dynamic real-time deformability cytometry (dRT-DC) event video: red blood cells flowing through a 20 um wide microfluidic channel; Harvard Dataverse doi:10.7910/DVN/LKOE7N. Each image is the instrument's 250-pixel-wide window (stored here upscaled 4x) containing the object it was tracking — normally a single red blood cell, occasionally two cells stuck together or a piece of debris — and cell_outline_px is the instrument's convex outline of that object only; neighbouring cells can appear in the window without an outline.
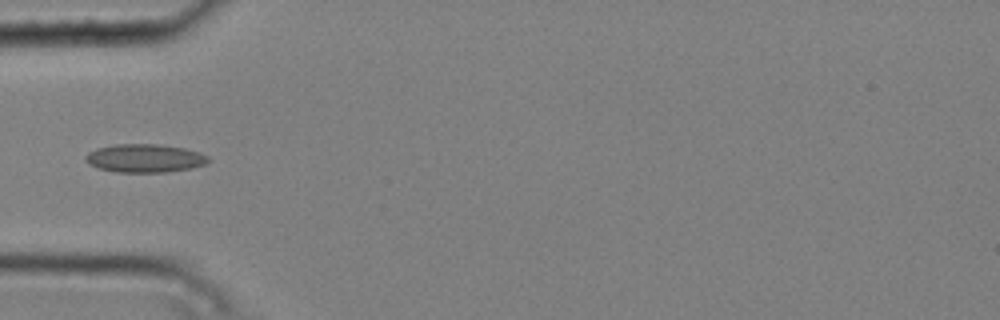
{"species": "common noctule bat (a hibernating species)", "species_latin": "Nyctalus noctula", "temperature_condition": "cold", "stored_images_in_passage": 7, "camera_frame_rate_fps": 3000, "um_per_image_px": 0.085, "animal": {"sex": "male", "body_mass_g": 20.4}, "frame": {"image": 1, "passage_image": 4, "time_ms": 1.0, "image_size_px": [1000, 320], "cell_outline_px": [[212, 160], [204, 164], [192, 168], [168, 172], [116, 172], [100, 168], [88, 164], [84, 160], [84, 156], [88, 152], [96, 148], [116, 144], [156, 144], [184, 148], [200, 152], [208, 156]], "centroid_in_image_um": [12.3, 13.45], "position_along_channel_um": 72.7, "area_um2": 20.4}}
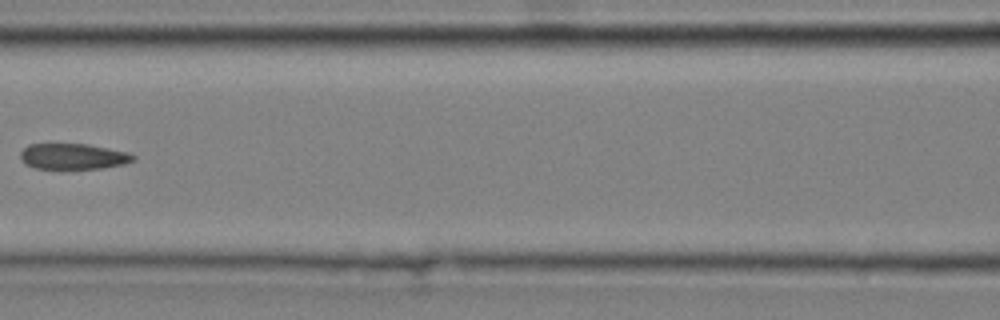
{"frame": {"image": 2, "passage_image": 6, "time_ms": 1.667, "image_size_px": [1000, 320], "cell_outline_px": [[136, 160], [124, 164], [104, 168], [36, 168], [24, 164], [20, 160], [20, 152], [28, 144], [88, 144], [128, 152], [136, 156]], "centroid_in_image_um": [6.22, 13.29], "position_along_channel_um": 160.4, "area_um2": 16.99}}
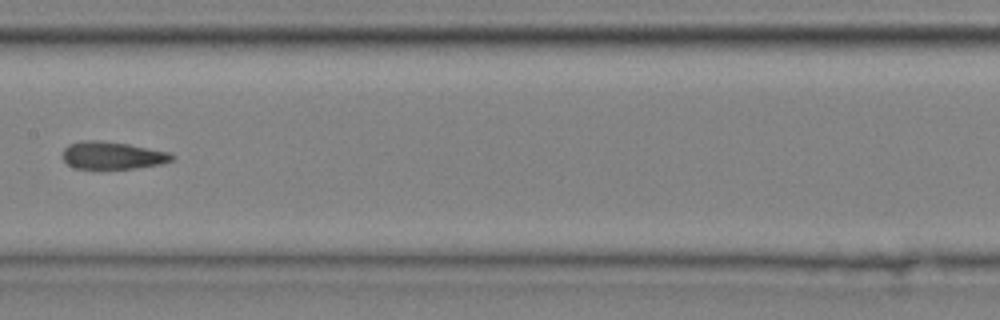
{"frame": {"image": 3, "passage_image": 7, "time_ms": 2.0, "image_size_px": [1000, 320], "cell_outline_px": [[176, 160], [160, 164], [136, 168], [76, 168], [68, 164], [64, 160], [64, 148], [68, 144], [80, 140], [100, 140], [128, 144], [172, 152], [176, 156]], "centroid_in_image_um": [9.63, 13.19], "position_along_channel_um": 197.8, "area_um2": 17.63}}